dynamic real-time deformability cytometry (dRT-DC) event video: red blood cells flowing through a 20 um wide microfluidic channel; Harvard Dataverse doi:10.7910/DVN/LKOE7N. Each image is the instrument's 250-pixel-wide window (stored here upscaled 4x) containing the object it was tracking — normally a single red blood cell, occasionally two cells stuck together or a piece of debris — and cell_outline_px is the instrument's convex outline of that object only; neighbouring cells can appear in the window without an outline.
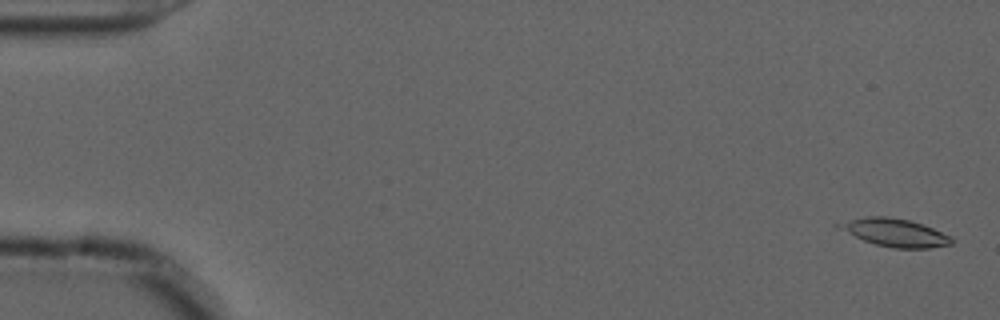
{"species": "common noctule bat (a hibernating species)", "species_latin": "Nyctalus noctula", "temperature_condition": "cold", "stored_images_in_passage": 23, "camera_frame_rate_fps": 3000, "um_per_image_px": 0.085, "animal": {"sex": "male", "forearm_length_mm": 52.5}, "frame": {"image": 1, "passage_image": 2, "time_ms": 0.333, "image_size_px": [1000, 320], "cell_outline_px": [[956, 240], [952, 244], [928, 248], [896, 248], [876, 244], [864, 240], [856, 236], [844, 228], [844, 224], [852, 220], [868, 216], [884, 216], [908, 220], [932, 228], [952, 236]], "centroid_in_image_um": [76.27, 19.79], "position_along_channel_um": 8.7, "area_um2": 17.34}}
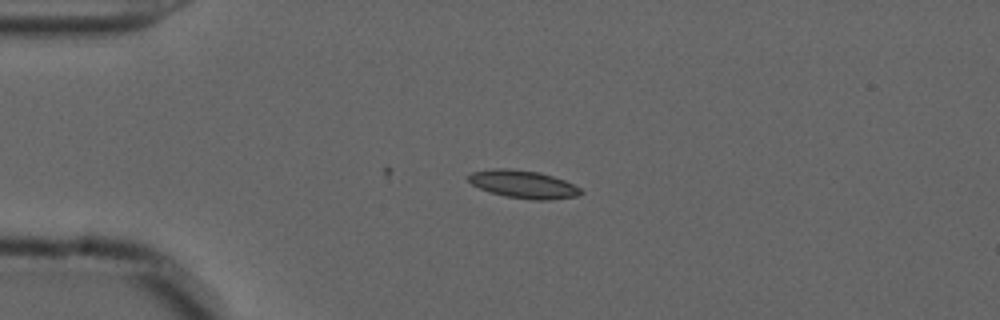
{"frame": {"image": 2, "passage_image": 14, "time_ms": 4.333, "image_size_px": [1000, 320], "cell_outline_px": [[584, 192], [576, 196], [548, 200], [532, 200], [504, 196], [480, 188], [472, 184], [468, 180], [468, 176], [472, 172], [492, 168], [508, 168], [540, 172], [564, 180], [580, 188]], "centroid_in_image_um": [44.48, 15.66], "position_along_channel_um": 40.5, "area_um2": 18.15}}
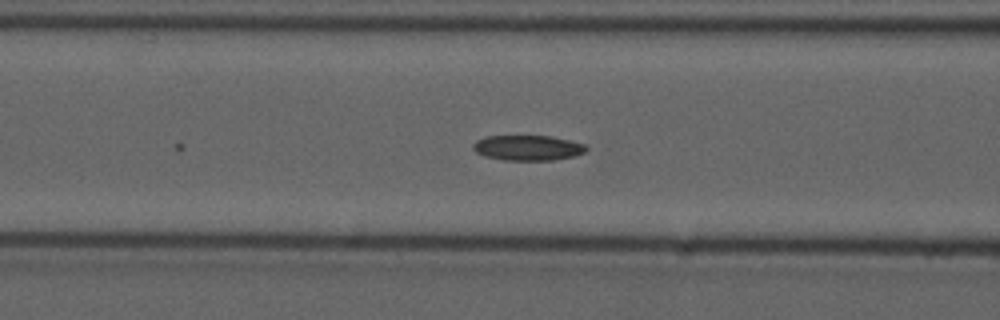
{"frame": {"image": 3, "passage_image": 23, "time_ms": 7.333, "image_size_px": [1000, 320], "cell_outline_px": [[588, 148], [584, 152], [576, 156], [552, 160], [504, 160], [484, 156], [476, 152], [472, 148], [472, 144], [476, 140], [484, 136], [552, 136], [584, 144]], "centroid_in_image_um": [44.83, 12.56], "position_along_channel_um": 121.8, "area_um2": 16.7}}